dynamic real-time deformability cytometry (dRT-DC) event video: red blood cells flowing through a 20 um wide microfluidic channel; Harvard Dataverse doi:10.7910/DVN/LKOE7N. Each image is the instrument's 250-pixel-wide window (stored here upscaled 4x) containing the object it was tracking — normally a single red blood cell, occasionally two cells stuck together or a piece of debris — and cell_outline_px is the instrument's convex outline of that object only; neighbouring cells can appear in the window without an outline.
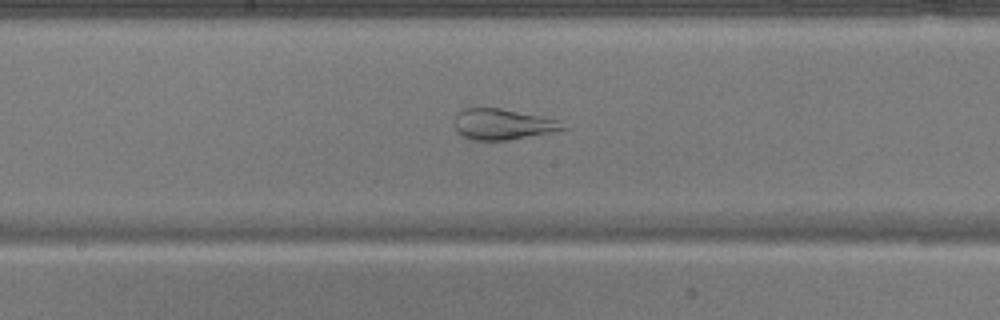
{"species": "common noctule bat (a hibernating species)", "species_latin": "Nyctalus noctula", "temperature_condition": "warm", "stored_images_in_passage": 35, "camera_frame_rate_fps": 3000, "um_per_image_px": 0.085, "animal": {"sex": "male", "body_mass_g": 17.9}, "frame": {"image": 1, "passage_image": 12, "time_ms": 3.667, "image_size_px": [1000, 320], "cell_outline_px": [[568, 128], [508, 140], [476, 140], [464, 136], [456, 128], [456, 116], [464, 108], [500, 108], [556, 120]], "centroid_in_image_um": [42.69, 10.56], "position_along_channel_um": 205.5, "area_um2": 18.61}}
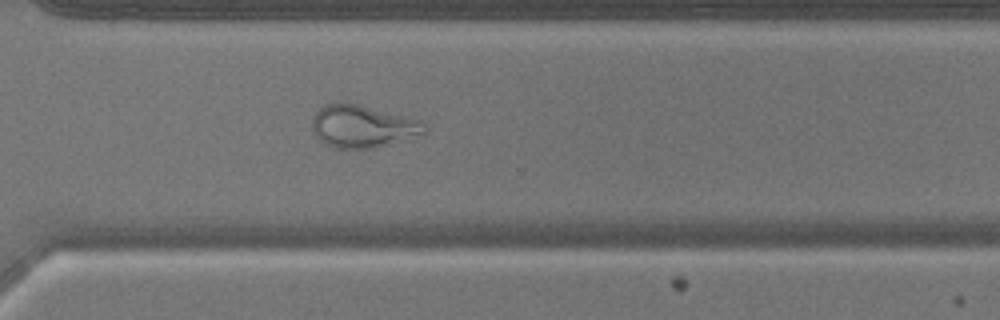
{"frame": {"image": 2, "passage_image": 22, "time_ms": 7.0, "image_size_px": [1000, 320], "cell_outline_px": [[428, 132], [372, 148], [336, 148], [320, 140], [316, 136], [312, 128], [312, 116], [324, 104], [336, 100], [348, 100], [420, 120], [428, 128]], "centroid_in_image_um": [30.78, 10.67], "position_along_channel_um": 339.8, "area_um2": 28.15}}
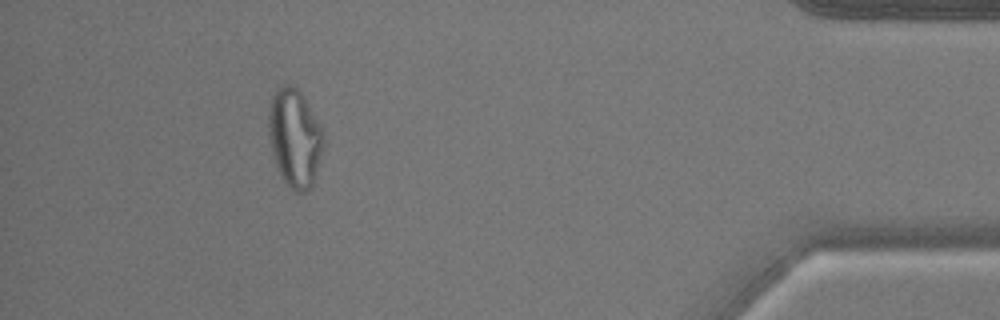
{"frame": {"image": 3, "passage_image": 31, "time_ms": 10.0, "image_size_px": [1000, 320], "cell_outline_px": [[324, 148], [312, 184], [304, 192], [296, 192], [284, 180], [276, 164], [272, 152], [268, 136], [268, 112], [272, 96], [276, 88], [284, 84], [292, 84], [300, 92], [320, 124], [324, 132]], "centroid_in_image_um": [25.05, 11.68], "position_along_channel_um": 410.2, "area_um2": 31.27}}